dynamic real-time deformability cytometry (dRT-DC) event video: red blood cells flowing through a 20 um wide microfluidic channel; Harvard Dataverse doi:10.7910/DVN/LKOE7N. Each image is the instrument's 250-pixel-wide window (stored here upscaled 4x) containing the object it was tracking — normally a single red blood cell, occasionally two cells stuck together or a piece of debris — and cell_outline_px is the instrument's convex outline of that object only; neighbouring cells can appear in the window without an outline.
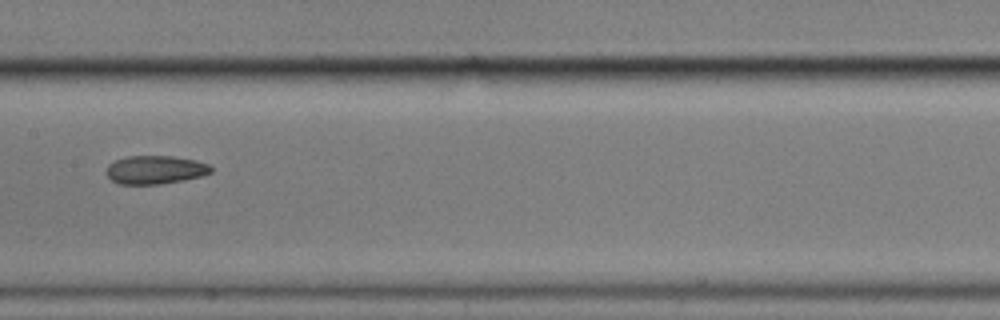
{"species": "common noctule bat (a hibernating species)", "species_latin": "Nyctalus noctula", "temperature_condition": "cold", "stored_images_in_passage": 14, "camera_frame_rate_fps": 3000, "um_per_image_px": 0.085, "animal": {"sex": "male", "body_mass_g": 17.9}, "frame": {"image": 1, "passage_image": 7, "time_ms": 8.0, "image_size_px": [1000, 320], "cell_outline_px": [[212, 172], [200, 176], [184, 180], [160, 184], [120, 184], [112, 180], [108, 176], [108, 164], [116, 160], [128, 156], [172, 156], [196, 160], [208, 164], [212, 168]], "centroid_in_image_um": [13.22, 14.43], "position_along_channel_um": 194.2, "area_um2": 17.17}}
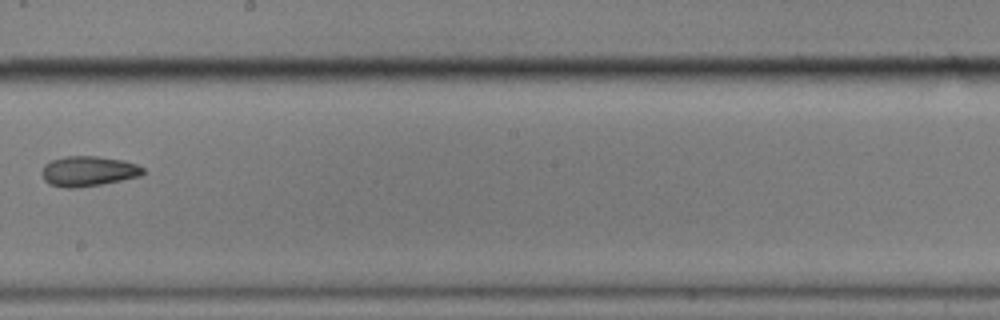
{"frame": {"image": 2, "passage_image": 8, "time_ms": 9.333, "image_size_px": [1000, 320], "cell_outline_px": [[144, 172], [140, 176], [100, 184], [76, 188], [64, 188], [48, 184], [44, 180], [40, 172], [44, 164], [52, 160], [64, 156], [96, 156], [124, 160], [136, 164], [144, 168]], "centroid_in_image_um": [7.46, 14.55], "position_along_channel_um": 240.7, "area_um2": 17.86}}
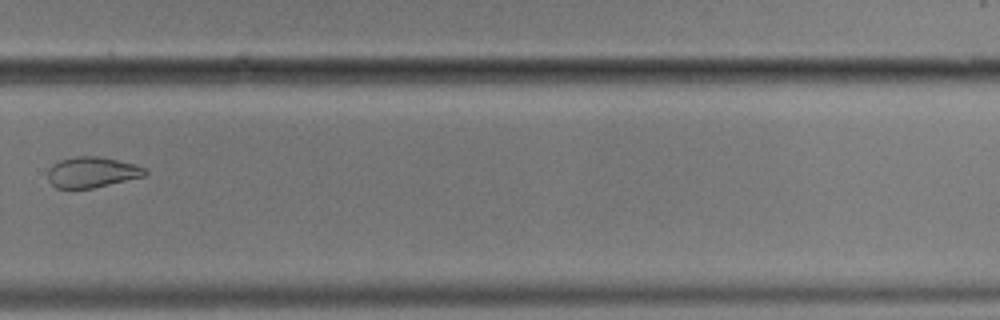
{"frame": {"image": 3, "passage_image": 10, "time_ms": 11.667, "image_size_px": [1000, 320], "cell_outline_px": [[148, 176], [92, 188], [56, 188], [48, 180], [48, 168], [52, 164], [60, 160], [76, 156], [96, 156], [136, 164], [144, 168], [148, 172]], "centroid_in_image_um": [7.84, 14.64], "position_along_channel_um": 322.0, "area_um2": 17.46}, "authors_computed_cell_mechanics": {"area_um2": 19.074, "velocity_mm_per_s": 3.4857, "shape_relaxation_time_tau1_ms": 4.8944, "shape_relaxation_time_tau2_ms": 6.7674, "deformation_change_tau1": 0.1578, "deformation_change_tau2": 0.1136}}